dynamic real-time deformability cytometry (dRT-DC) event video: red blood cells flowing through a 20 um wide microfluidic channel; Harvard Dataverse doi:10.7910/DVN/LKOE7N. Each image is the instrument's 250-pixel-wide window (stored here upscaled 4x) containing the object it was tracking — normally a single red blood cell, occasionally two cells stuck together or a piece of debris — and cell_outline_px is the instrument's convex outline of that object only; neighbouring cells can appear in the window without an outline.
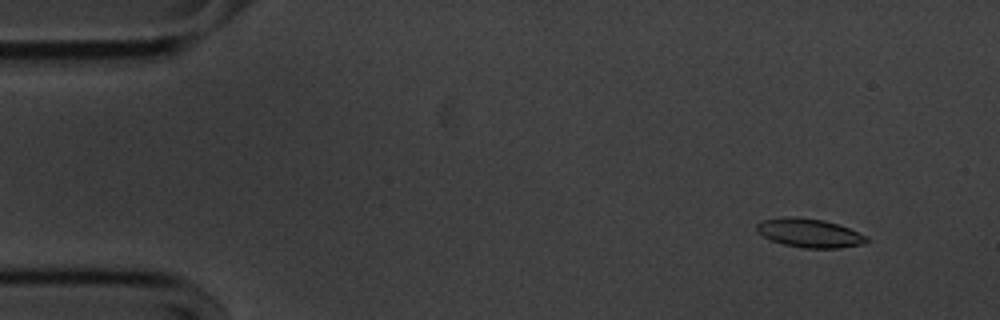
{"species": "common noctule bat (a hibernating species)", "species_latin": "Nyctalus noctula", "temperature_condition": "cold", "stored_images_in_passage": 56, "camera_frame_rate_fps": 3000, "um_per_image_px": 0.085, "animal": {"sex": "male", "body_mass_g": 20.1, "forearm_length_mm": 53.5}, "frame": {"image": 1, "passage_image": 5, "time_ms": 1.333, "image_size_px": [1000, 320], "cell_outline_px": [[868, 240], [864, 244], [840, 248], [804, 248], [784, 244], [772, 240], [764, 236], [756, 228], [756, 224], [764, 220], [784, 216], [796, 216], [824, 220], [848, 228], [868, 236]], "centroid_in_image_um": [68.83, 19.8], "position_along_channel_um": 16.2, "area_um2": 18.32}}
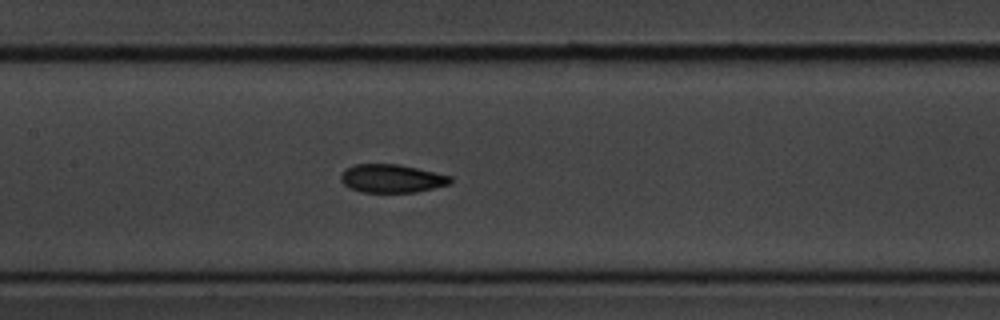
{"frame": {"image": 2, "passage_image": 26, "time_ms": 8.333, "image_size_px": [1000, 320], "cell_outline_px": [[452, 184], [416, 192], [360, 192], [344, 184], [340, 180], [340, 176], [348, 168], [356, 164], [400, 164], [452, 176]], "centroid_in_image_um": [33.35, 15.17], "position_along_channel_um": 174.1, "area_um2": 18.03}}
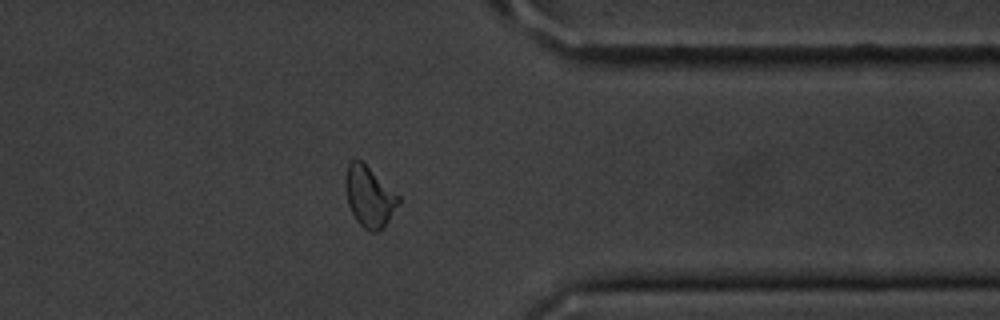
{"frame": {"image": 3, "passage_image": 44, "time_ms": 14.333, "image_size_px": [1000, 320], "cell_outline_px": [[400, 204], [388, 220], [376, 232], [372, 232], [364, 228], [356, 220], [348, 204], [344, 184], [344, 176], [348, 164], [352, 160], [360, 160], [400, 196]], "centroid_in_image_um": [31.37, 16.7], "position_along_channel_um": 380.0, "area_um2": 18.5}}